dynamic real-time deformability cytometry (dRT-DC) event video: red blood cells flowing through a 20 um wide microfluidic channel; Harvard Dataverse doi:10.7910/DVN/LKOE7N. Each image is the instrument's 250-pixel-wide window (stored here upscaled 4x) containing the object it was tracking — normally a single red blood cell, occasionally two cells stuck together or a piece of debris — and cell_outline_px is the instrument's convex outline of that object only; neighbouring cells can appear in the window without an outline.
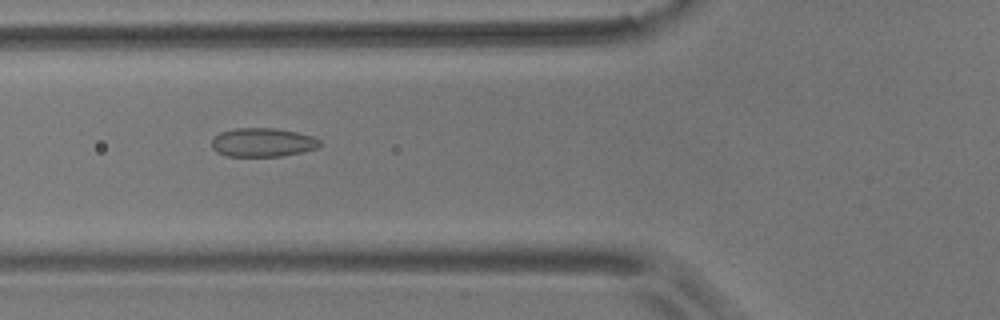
{"species": "common noctule bat (a hibernating species)", "species_latin": "Nyctalus noctula", "temperature_condition": "room temperature", "stored_images_in_passage": 17, "camera_frame_rate_fps": 3000, "um_per_image_px": 0.085, "animal": {"sex": "male", "body_mass_g": 17.9}, "frame": {"image": 1, "passage_image": 4, "time_ms": 1.0, "image_size_px": [1000, 320], "cell_outline_px": [[320, 144], [316, 148], [304, 152], [280, 156], [228, 156], [216, 152], [212, 148], [212, 140], [220, 132], [236, 128], [276, 128], [296, 132], [312, 136], [320, 140]], "centroid_in_image_um": [22.32, 12.1], "position_along_channel_um": 103.5, "area_um2": 18.09}}
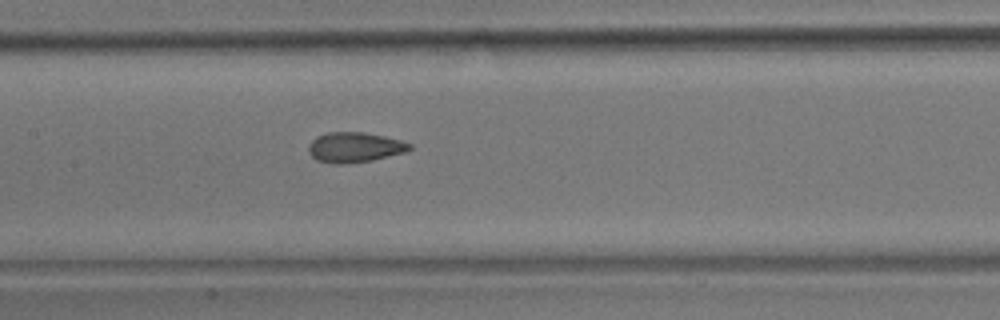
{"frame": {"image": 2, "passage_image": 10, "time_ms": 3.0, "image_size_px": [1000, 320], "cell_outline_px": [[412, 148], [408, 152], [372, 160], [340, 164], [332, 164], [316, 160], [308, 152], [308, 144], [316, 136], [328, 132], [364, 132], [384, 136], [400, 140], [412, 144]], "centroid_in_image_um": [30.14, 12.52], "position_along_channel_um": 177.3, "area_um2": 17.92}}
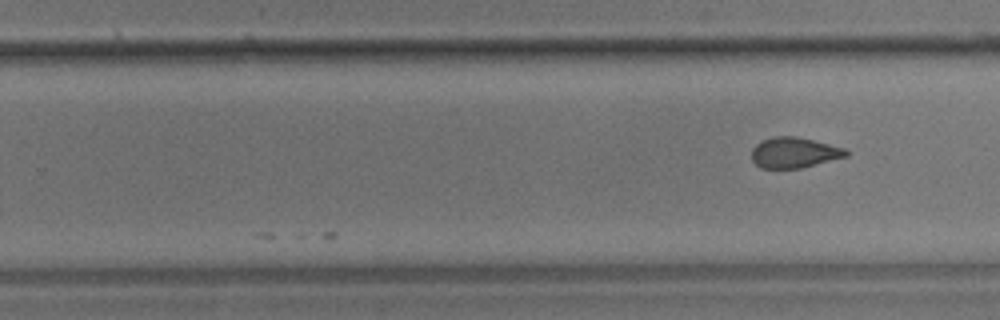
{"frame": {"image": 3, "passage_image": 17, "time_ms": 5.333, "image_size_px": [1000, 320], "cell_outline_px": [[848, 156], [800, 168], [760, 168], [752, 160], [752, 148], [756, 144], [772, 136], [796, 136], [844, 148], [848, 152]], "centroid_in_image_um": [67.48, 12.97], "position_along_channel_um": 262.3, "area_um2": 16.65}}